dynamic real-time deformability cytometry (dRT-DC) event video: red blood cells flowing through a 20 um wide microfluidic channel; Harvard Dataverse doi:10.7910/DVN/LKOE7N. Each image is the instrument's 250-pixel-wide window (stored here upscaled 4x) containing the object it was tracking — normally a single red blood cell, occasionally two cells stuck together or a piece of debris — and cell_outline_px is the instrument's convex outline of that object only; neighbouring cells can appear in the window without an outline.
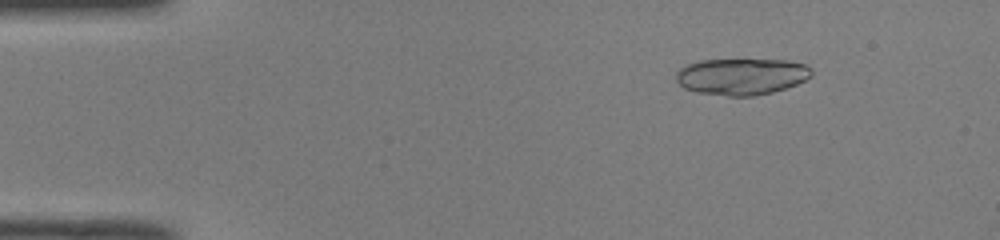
{"species": "common noctule bat (a hibernating species)", "species_latin": "Nyctalus noctula", "temperature_condition": "room temperature", "stored_images_in_passage": 8, "camera_frame_rate_fps": 3000, "um_per_image_px": 0.085, "animal": {"sex": "male", "body_mass_g": 19.0, "forearm_length_mm": 50.8}, "frame": {"image": 1, "passage_image": 5, "time_ms": 1.333, "image_size_px": [1000, 240], "cell_outline_px": [[812, 76], [796, 84], [772, 92], [752, 96], [728, 96], [696, 92], [684, 88], [676, 80], [676, 72], [680, 68], [688, 64], [700, 60], [784, 60], [804, 64], [812, 68]], "centroid_in_image_um": [63.02, 6.5], "position_along_channel_um": 22.0, "area_um2": 28.73}}